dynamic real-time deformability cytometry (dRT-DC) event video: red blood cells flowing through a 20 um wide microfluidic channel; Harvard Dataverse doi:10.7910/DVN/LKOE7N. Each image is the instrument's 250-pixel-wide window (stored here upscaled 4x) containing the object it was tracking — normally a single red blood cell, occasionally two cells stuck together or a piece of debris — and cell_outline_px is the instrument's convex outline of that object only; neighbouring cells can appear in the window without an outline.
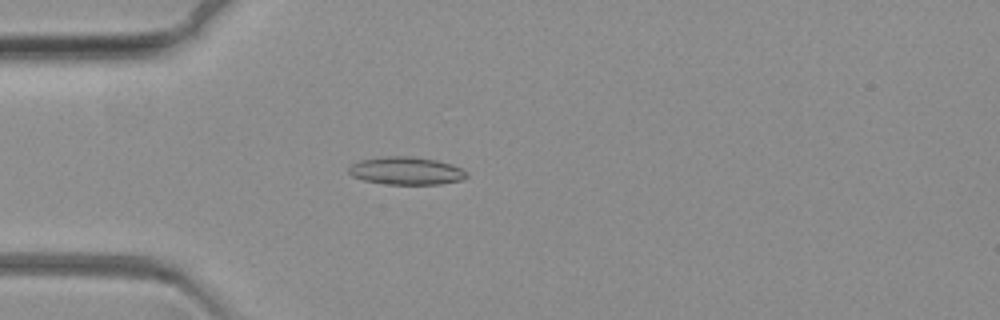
{"species": "common noctule bat (a hibernating species)", "species_latin": "Nyctalus noctula", "temperature_condition": "warm", "stored_images_in_passage": 69, "camera_frame_rate_fps": 3000, "um_per_image_px": 0.085, "animal": {"sex": "female", "body_mass_g": 19.3, "forearm_length_mm": 54.1}, "frame": {"image": 1, "passage_image": 19, "time_ms": 6.0, "image_size_px": [1000, 320], "cell_outline_px": [[468, 176], [464, 180], [440, 184], [388, 184], [364, 180], [352, 176], [348, 172], [348, 168], [352, 164], [360, 160], [384, 156], [412, 156], [436, 160], [452, 164], [468, 172]], "centroid_in_image_um": [34.56, 14.51], "position_along_channel_um": 50.4, "area_um2": 19.19}}
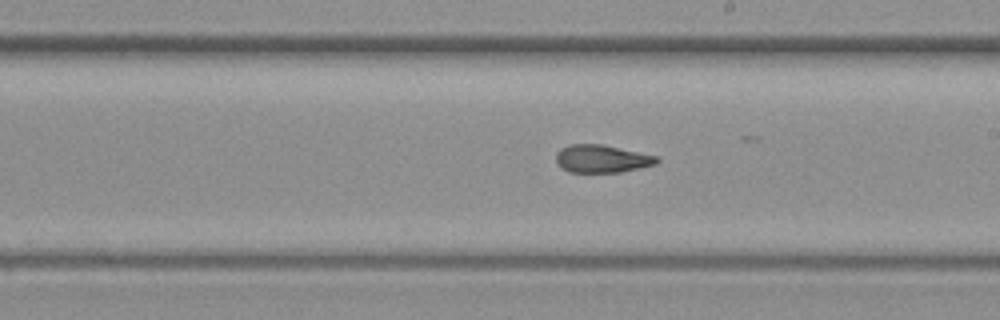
{"frame": {"image": 2, "passage_image": 39, "time_ms": 12.667, "image_size_px": [1000, 320], "cell_outline_px": [[660, 160], [656, 164], [640, 168], [620, 172], [568, 172], [560, 168], [556, 164], [556, 152], [560, 148], [568, 144], [604, 144], [656, 156]], "centroid_in_image_um": [51.11, 13.49], "position_along_channel_um": 237.9, "area_um2": 16.53}}
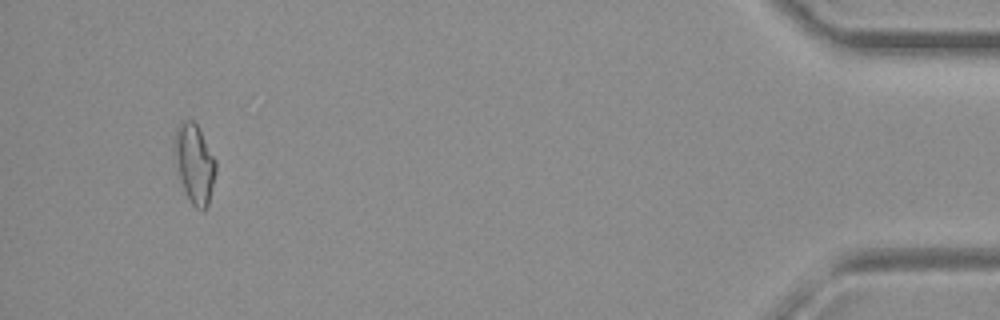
{"frame": {"image": 3, "passage_image": 65, "time_ms": 21.333, "image_size_px": [1000, 320], "cell_outline_px": [[216, 172], [208, 204], [204, 212], [196, 208], [192, 204], [184, 188], [180, 176], [176, 156], [176, 128], [184, 120], [192, 120], [196, 124], [216, 160]], "centroid_in_image_um": [16.58, 13.93], "position_along_channel_um": 418.6, "area_um2": 18.21}}